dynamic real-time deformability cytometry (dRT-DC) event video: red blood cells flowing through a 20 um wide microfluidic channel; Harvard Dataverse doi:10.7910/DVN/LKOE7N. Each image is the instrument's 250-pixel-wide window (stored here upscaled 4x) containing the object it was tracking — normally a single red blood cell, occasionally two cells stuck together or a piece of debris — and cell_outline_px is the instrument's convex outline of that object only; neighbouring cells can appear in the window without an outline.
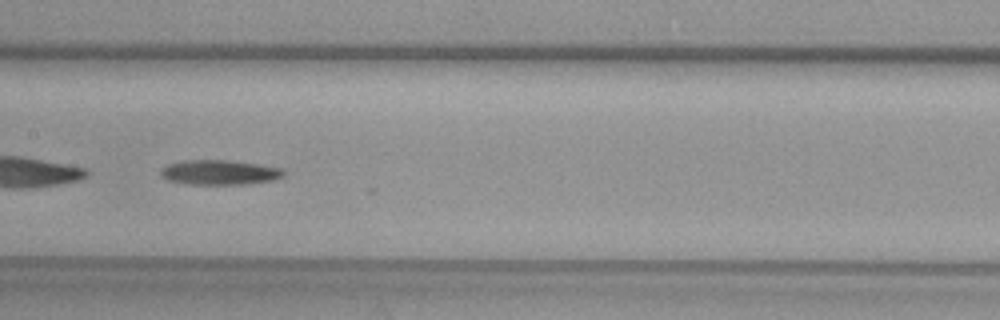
{"species": "common noctule bat (a hibernating species)", "species_latin": "Nyctalus noctula", "temperature_condition": "warm", "stored_images_in_passage": 35, "camera_frame_rate_fps": 3000, "um_per_image_px": 0.085, "animal": {"sex": "female", "body_mass_g": 29.2, "forearm_length_mm": 56.3}, "frame": {"image": 1, "passage_image": 11, "time_ms": 3.333, "image_size_px": [1000, 320], "cell_outline_px": [[284, 176], [276, 180], [244, 184], [188, 184], [168, 180], [160, 176], [160, 168], [168, 164], [184, 160], [228, 160], [260, 164], [284, 168]], "centroid_in_image_um": [18.68, 14.65], "position_along_channel_um": 188.7, "area_um2": 17.98}}